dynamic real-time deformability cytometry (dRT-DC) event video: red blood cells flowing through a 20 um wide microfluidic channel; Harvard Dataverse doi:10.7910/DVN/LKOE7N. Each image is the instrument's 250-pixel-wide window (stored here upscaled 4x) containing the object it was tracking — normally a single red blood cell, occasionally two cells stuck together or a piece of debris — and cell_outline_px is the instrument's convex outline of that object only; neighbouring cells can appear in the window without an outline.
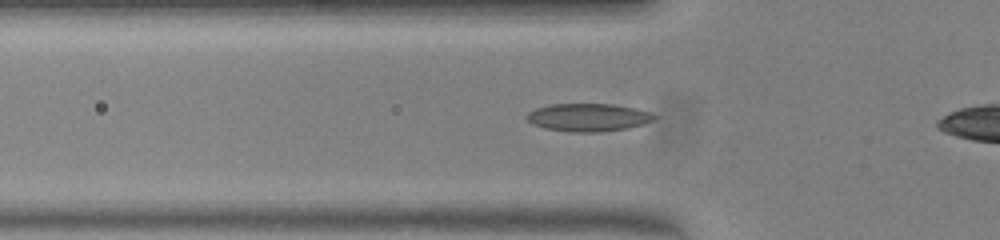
{"species": "common noctule bat (a hibernating species)", "species_latin": "Nyctalus noctula", "temperature_condition": "warm", "stored_images_in_passage": 33, "camera_frame_rate_fps": 3000, "um_per_image_px": 0.085, "animal": {"sex": "female", "body_mass_g": 23.0, "forearm_length_mm": 53.4}, "frame": {"image": 1, "passage_image": 8, "time_ms": 2.333, "image_size_px": [1000, 240], "cell_outline_px": [[656, 116], [652, 120], [644, 124], [628, 128], [600, 132], [572, 132], [544, 128], [532, 124], [524, 116], [528, 112], [536, 108], [552, 104], [612, 104], [636, 108], [652, 112]], "centroid_in_image_um": [50.0, 9.98], "position_along_channel_um": 75.8, "area_um2": 20.81}}
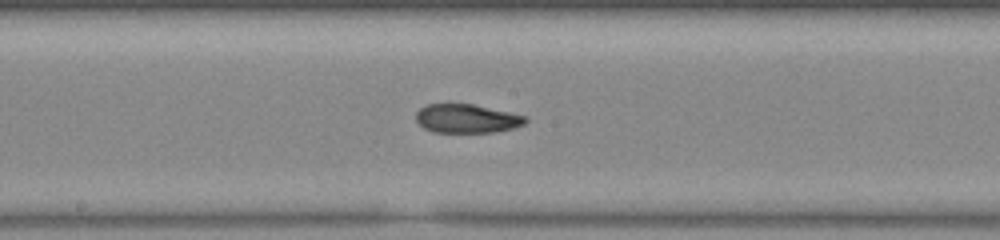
{"frame": {"image": 2, "passage_image": 18, "time_ms": 5.667, "image_size_px": [1000, 240], "cell_outline_px": [[528, 120], [524, 124], [512, 128], [492, 132], [432, 132], [424, 128], [416, 120], [416, 112], [420, 108], [428, 104], [472, 104], [528, 116]], "centroid_in_image_um": [39.68, 10.08], "position_along_channel_um": 208.5, "area_um2": 18.26}}
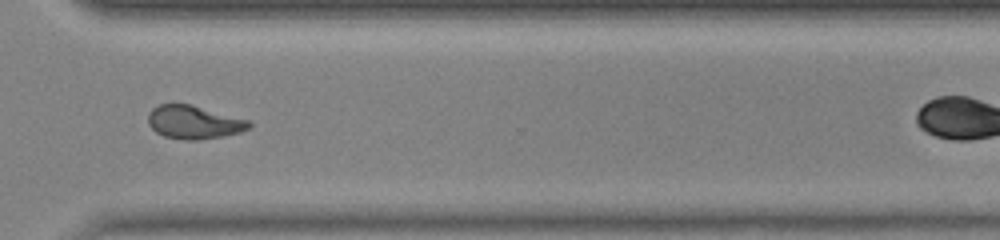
{"frame": {"image": 3, "passage_image": 29, "time_ms": 9.333, "image_size_px": [1000, 240], "cell_outline_px": [[252, 124], [248, 128], [240, 132], [224, 136], [196, 140], [184, 140], [164, 136], [156, 132], [148, 124], [148, 112], [152, 108], [160, 104], [192, 104], [248, 120]], "centroid_in_image_um": [16.46, 10.38], "position_along_channel_um": 354.1, "area_um2": 19.59}}